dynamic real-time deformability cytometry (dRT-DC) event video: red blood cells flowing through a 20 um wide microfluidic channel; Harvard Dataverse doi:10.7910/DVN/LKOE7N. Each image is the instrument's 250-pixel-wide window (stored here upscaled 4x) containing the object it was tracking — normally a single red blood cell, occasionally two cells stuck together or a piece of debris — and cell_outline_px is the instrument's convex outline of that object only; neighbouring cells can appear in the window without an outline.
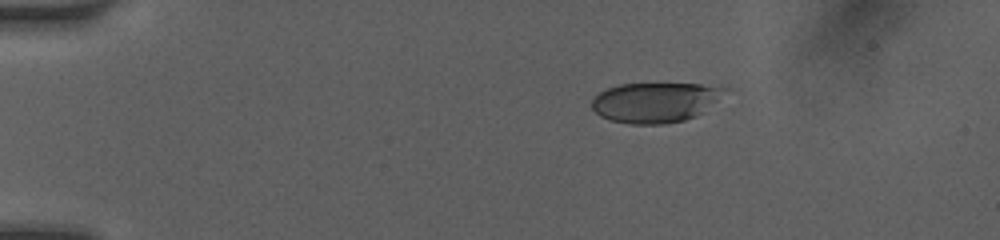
{"species": "human", "species_latin": "Homo sapiens", "temperature_condition": "room temperature", "stored_images_in_passage": 21, "camera_frame_rate_fps": 3000, "um_per_image_px": 0.085, "donor": {"sex": "female"}, "frame": {"image": 1, "passage_image": 1, "time_ms": 0.0, "image_size_px": [1000, 240], "cell_outline_px": [[724, 88], [716, 100], [696, 116], [684, 120], [664, 124], [628, 124], [612, 120], [600, 116], [592, 108], [592, 100], [600, 92], [608, 88], [620, 84], [700, 84]], "centroid_in_image_um": [55.61, 8.71], "position_along_channel_um": 29.4, "area_um2": 30.29}}
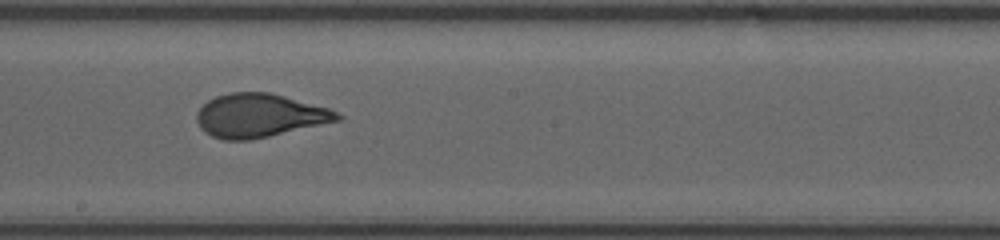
{"frame": {"image": 2, "passage_image": 12, "time_ms": 6.667, "image_size_px": [1000, 240], "cell_outline_px": [[344, 116], [340, 120], [268, 136], [248, 140], [224, 140], [212, 136], [204, 132], [200, 128], [196, 120], [196, 112], [208, 100], [216, 96], [232, 92], [268, 92], [284, 96], [328, 108]], "centroid_in_image_um": [22.01, 9.82], "position_along_channel_um": 226.2, "area_um2": 35.37}}
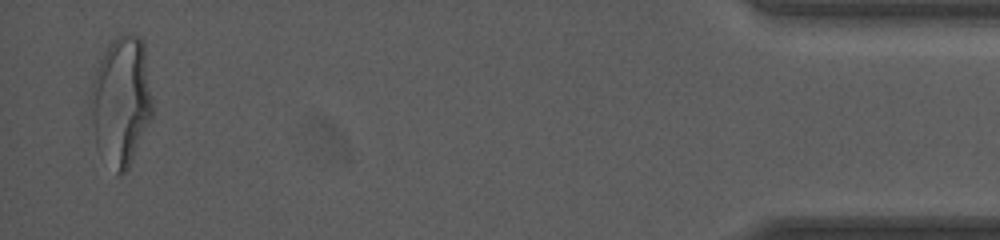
{"frame": {"image": 3, "passage_image": 21, "time_ms": 13.333, "image_size_px": [1000, 240], "cell_outline_px": [[152, 116], [128, 168], [120, 176], [116, 176], [96, 144], [92, 124], [92, 80], [96, 68], [104, 52], [112, 40], [116, 36], [124, 32], [128, 32], [144, 40], [152, 100]], "centroid_in_image_um": [10.32, 8.55], "position_along_channel_um": 424.9, "area_um2": 46.18}, "authors_computed_cell_mechanics": {"area_um2": 34.8534, "velocity_mm_per_s": 4.1235, "shape_relaxation_time_tau1_ms": 3.6697, "shape_relaxation_time_tau2_ms": 0.6135, "deformation_change_tau1": 0.1688, "deformation_change_tau2": 0.0586}}